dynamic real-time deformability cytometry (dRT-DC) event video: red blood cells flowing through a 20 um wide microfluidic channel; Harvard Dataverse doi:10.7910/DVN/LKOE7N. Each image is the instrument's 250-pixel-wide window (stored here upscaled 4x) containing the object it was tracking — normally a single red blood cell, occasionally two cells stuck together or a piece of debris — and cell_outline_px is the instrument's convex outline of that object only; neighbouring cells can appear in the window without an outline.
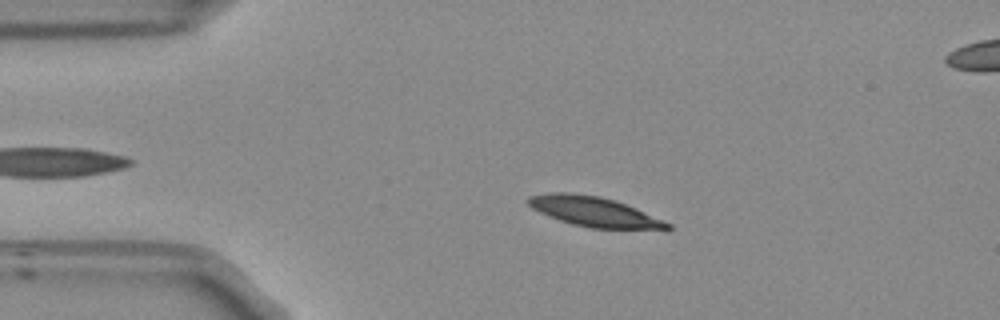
{"species": "Egyptian fruit bat (a non-hibernating species)", "species_latin": "Rousettus aegyptiacus", "temperature_condition": "room temperature", "stored_images_in_passage": 43, "camera_frame_rate_fps": 3000, "um_per_image_px": 0.085, "frame": {"image": 1, "passage_image": 10, "time_ms": 3.0, "image_size_px": [1000, 320], "cell_outline_px": [[672, 228], [668, 232], [588, 228], [572, 224], [548, 216], [532, 208], [524, 200], [528, 196], [552, 192], [568, 192], [600, 196], [636, 208], [672, 224]], "centroid_in_image_um": [50.61, 18.04], "position_along_channel_um": 34.4, "area_um2": 25.03}}
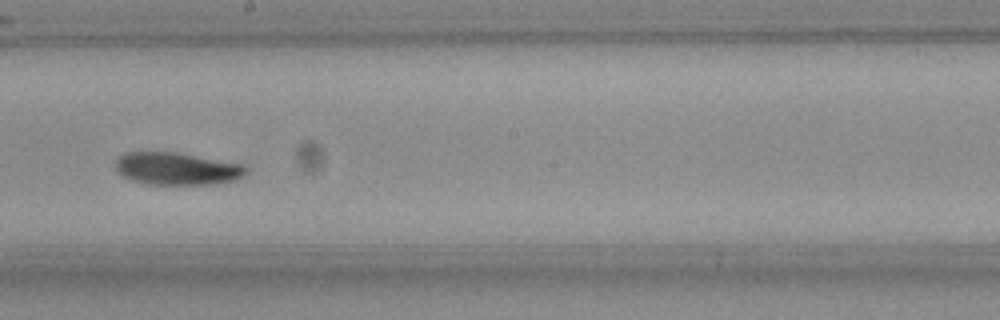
{"frame": {"image": 2, "passage_image": 29, "time_ms": 9.333, "image_size_px": [1000, 320], "cell_outline_px": [[248, 172], [244, 176], [236, 180], [216, 184], [148, 184], [132, 180], [124, 176], [116, 168], [116, 160], [124, 152], [172, 152], [244, 164], [248, 168]], "centroid_in_image_um": [15.09, 14.34], "position_along_channel_um": 233.1, "area_um2": 24.57}}
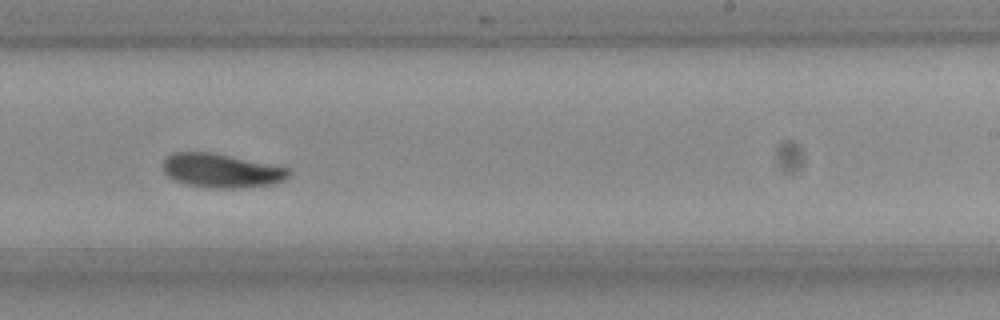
{"frame": {"image": 3, "passage_image": 32, "time_ms": 10.333, "image_size_px": [1000, 320], "cell_outline_px": [[292, 176], [284, 180], [272, 184], [244, 188], [212, 188], [188, 184], [176, 180], [168, 176], [164, 172], [164, 160], [172, 152], [212, 152], [288, 168], [292, 172]], "centroid_in_image_um": [18.86, 14.51], "position_along_channel_um": 270.1, "area_um2": 24.8}, "authors_computed_cell_mechanics": {"area_um2": 24.7962, "velocity_mm_per_s": 3.7118, "shape_relaxation_time_tau1_ms": 4.0241, "shape_relaxation_time_tau2_ms": null, "deformation_change_tau1": 0.1296, "deformation_change_tau2": null}}